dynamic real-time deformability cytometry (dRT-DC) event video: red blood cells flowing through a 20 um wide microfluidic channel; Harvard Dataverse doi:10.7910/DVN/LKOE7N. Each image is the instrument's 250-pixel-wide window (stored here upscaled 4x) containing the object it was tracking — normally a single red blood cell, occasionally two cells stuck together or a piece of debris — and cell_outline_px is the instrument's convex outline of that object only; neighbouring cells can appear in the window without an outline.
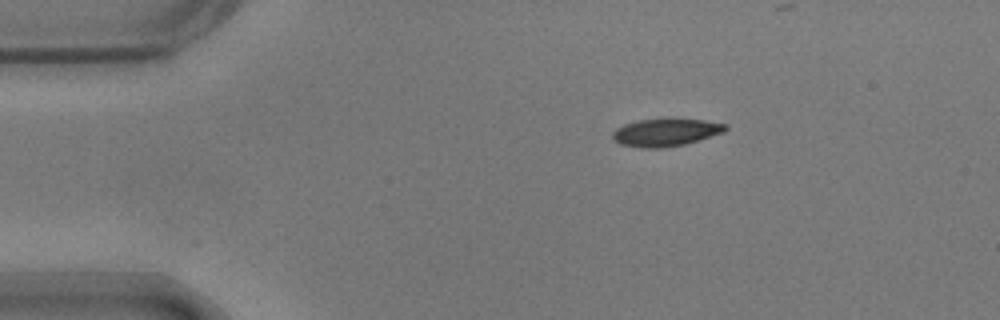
{"species": "common noctule bat (a hibernating species)", "species_latin": "Nyctalus noctula", "temperature_condition": "warm", "stored_images_in_passage": 8, "camera_frame_rate_fps": 3000, "um_per_image_px": 0.085, "animal": {"sex": "male", "body_mass_g": 17.9}, "frame": {"image": 1, "passage_image": 1, "time_ms": 0.0, "image_size_px": [1000, 320], "cell_outline_px": [[728, 128], [724, 132], [684, 144], [660, 148], [640, 148], [620, 144], [612, 136], [612, 132], [616, 128], [624, 124], [640, 120], [704, 120], [724, 124]], "centroid_in_image_um": [56.55, 11.27], "position_along_channel_um": 28.5, "area_um2": 17.63}}